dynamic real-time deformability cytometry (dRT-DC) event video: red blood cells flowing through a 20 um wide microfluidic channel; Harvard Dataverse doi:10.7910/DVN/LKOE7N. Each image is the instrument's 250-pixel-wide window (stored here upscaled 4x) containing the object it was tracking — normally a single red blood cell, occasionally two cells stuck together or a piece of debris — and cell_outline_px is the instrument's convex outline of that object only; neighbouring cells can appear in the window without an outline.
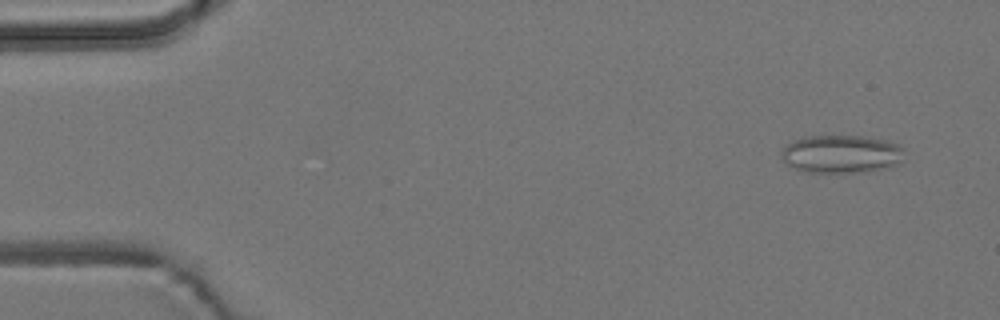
{"species": "common noctule bat (a hibernating species)", "species_latin": "Nyctalus noctula", "temperature_condition": "room temperature", "stored_images_in_passage": 54, "camera_frame_rate_fps": 3000, "um_per_image_px": 0.085, "animal": {"sex": "male", "body_mass_g": 19.2, "forearm_length_mm": 51.8}, "frame": {"image": 1, "passage_image": 4, "time_ms": 1.0, "image_size_px": [1000, 320], "cell_outline_px": [[904, 148], [900, 164], [856, 172], [808, 172], [796, 168], [788, 164], [784, 160], [780, 152], [788, 144], [796, 140], [808, 136], [860, 136], [884, 140], [900, 144]], "centroid_in_image_um": [71.53, 13.08], "position_along_channel_um": 13.5, "area_um2": 26.7}}
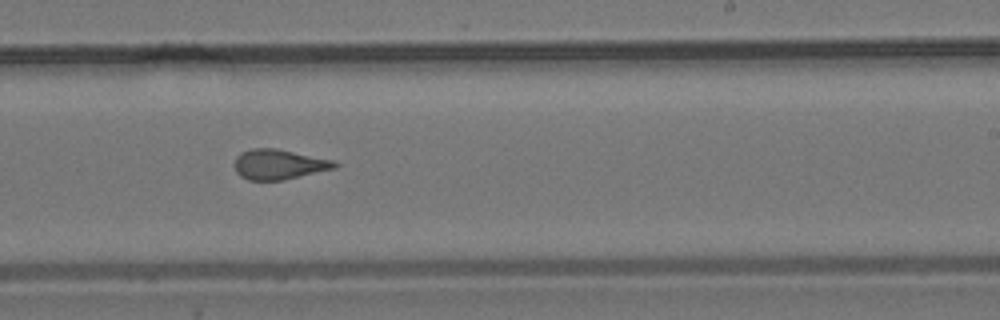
{"frame": {"image": 2, "passage_image": 33, "time_ms": 10.667, "image_size_px": [1000, 320], "cell_outline_px": [[340, 164], [336, 168], [284, 180], [248, 180], [240, 176], [236, 172], [236, 156], [240, 152], [252, 148], [276, 148], [332, 160]], "centroid_in_image_um": [23.71, 13.97], "position_along_channel_um": 265.3, "area_um2": 17.51}}
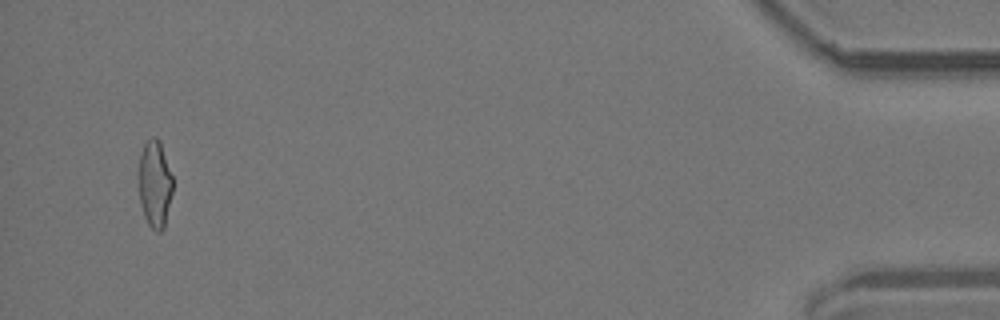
{"frame": {"image": 3, "passage_image": 52, "time_ms": 17.0, "image_size_px": [1000, 320], "cell_outline_px": [[172, 192], [164, 228], [160, 232], [156, 232], [148, 224], [144, 216], [140, 204], [136, 176], [140, 156], [144, 144], [152, 136], [156, 136], [160, 140], [172, 176]], "centroid_in_image_um": [13.12, 15.62], "position_along_channel_um": 422.1, "area_um2": 17.74}, "authors_computed_cell_mechanics": {"area_um2": 18.0625, "velocity_mm_per_s": 3.8262, "shape_relaxation_time_tau1_ms": null, "shape_relaxation_time_tau2_ms": 1.784, "deformation_change_tau1": null, "deformation_change_tau2": 0.1131}}